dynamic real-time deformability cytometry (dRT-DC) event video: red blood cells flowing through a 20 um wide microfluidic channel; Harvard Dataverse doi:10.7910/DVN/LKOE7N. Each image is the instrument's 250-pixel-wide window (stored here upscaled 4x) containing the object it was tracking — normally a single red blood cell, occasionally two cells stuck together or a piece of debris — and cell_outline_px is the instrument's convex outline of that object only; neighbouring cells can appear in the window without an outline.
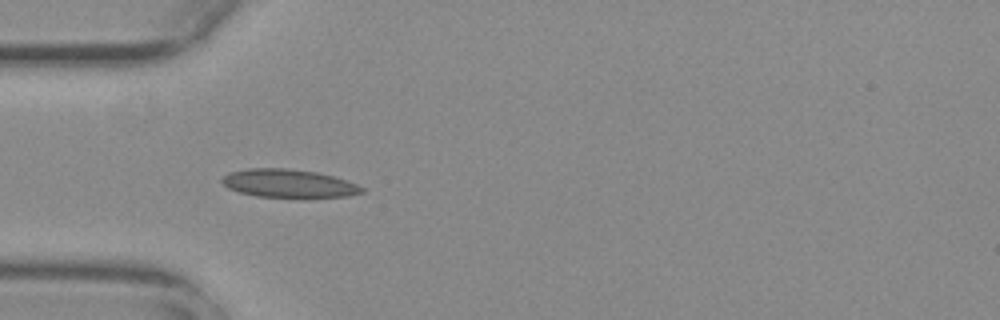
{"species": "common noctule bat (a hibernating species)", "species_latin": "Nyctalus noctula", "temperature_condition": "warm", "stored_images_in_passage": 28, "camera_frame_rate_fps": 3000, "um_per_image_px": 0.085, "animal": {"sex": "female", "body_mass_g": 29.2, "forearm_length_mm": 56.3}, "frame": {"image": 1, "passage_image": 1, "time_ms": 0.0, "image_size_px": [1000, 320], "cell_outline_px": [[364, 192], [348, 196], [304, 200], [256, 196], [240, 192], [228, 188], [220, 180], [228, 172], [248, 168], [288, 168], [316, 172], [332, 176], [356, 184], [364, 188]], "centroid_in_image_um": [24.55, 15.63], "position_along_channel_um": 60.4, "area_um2": 23.81}}
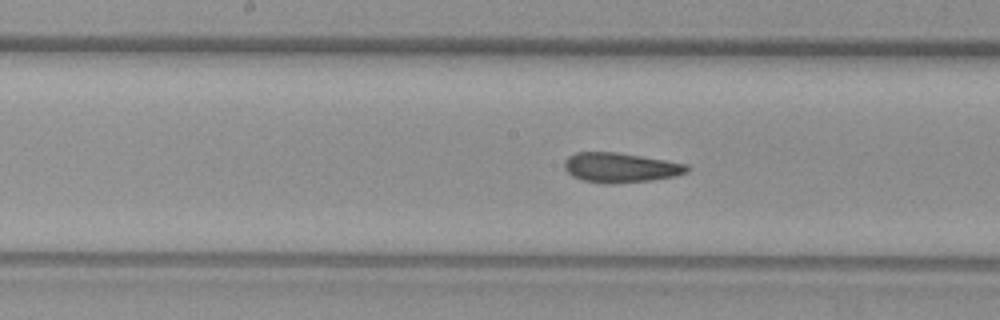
{"frame": {"image": 2, "passage_image": 12, "time_ms": 3.667, "image_size_px": [1000, 320], "cell_outline_px": [[692, 168], [688, 172], [676, 176], [652, 180], [612, 184], [608, 184], [580, 180], [572, 176], [564, 168], [564, 160], [568, 156], [576, 152], [616, 152], [688, 164]], "centroid_in_image_um": [52.74, 14.25], "position_along_channel_um": 195.5, "area_um2": 21.44}}
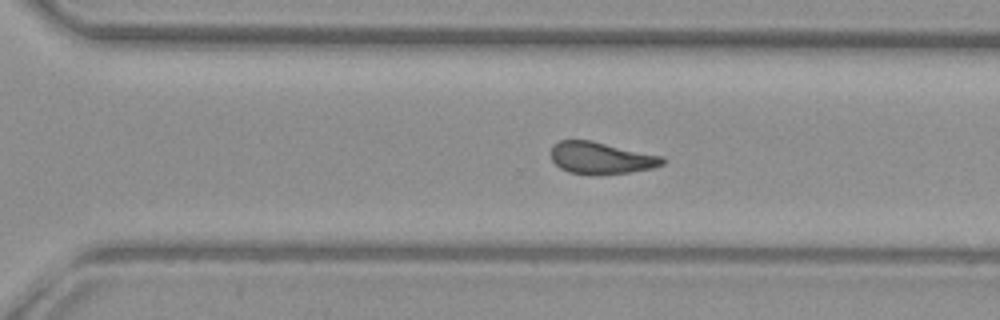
{"frame": {"image": 3, "passage_image": 22, "time_ms": 7.0, "image_size_px": [1000, 320], "cell_outline_px": [[668, 160], [664, 164], [652, 168], [628, 172], [592, 176], [568, 172], [560, 168], [552, 160], [552, 144], [560, 140], [592, 140], [664, 156]], "centroid_in_image_um": [51.12, 13.43], "position_along_channel_um": 319.5, "area_um2": 21.15}, "authors_computed_cell_mechanics": {"area_um2": 21.1259, "velocity_mm_per_s": 3.7362, "shape_relaxation_time_tau1_ms": null, "shape_relaxation_time_tau2_ms": 2.6026, "deformation_change_tau1": null, "deformation_change_tau2": 0.0855}}